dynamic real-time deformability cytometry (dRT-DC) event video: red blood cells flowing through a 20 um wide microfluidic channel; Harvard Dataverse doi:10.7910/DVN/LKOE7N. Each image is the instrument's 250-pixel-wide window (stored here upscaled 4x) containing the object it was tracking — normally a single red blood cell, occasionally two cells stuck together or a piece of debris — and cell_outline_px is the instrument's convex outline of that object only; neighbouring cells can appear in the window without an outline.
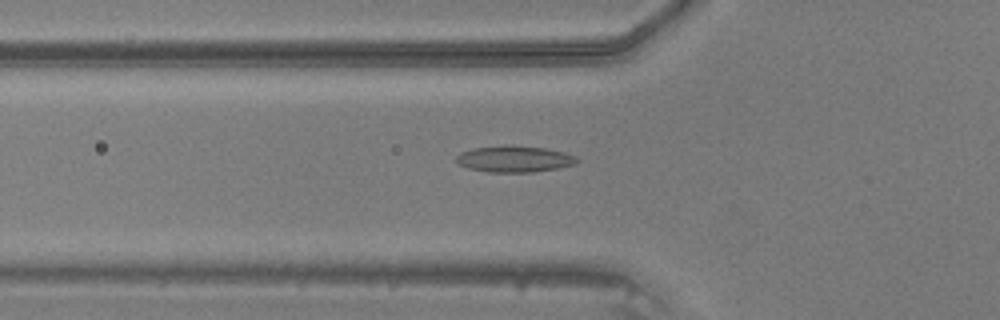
{"species": "common noctule bat (a hibernating species)", "species_latin": "Nyctalus noctula", "temperature_condition": "warm", "stored_images_in_passage": 29, "camera_frame_rate_fps": 3000, "um_per_image_px": 0.085, "animal": {"sex": "male", "body_mass_g": 20.5, "forearm_length_mm": 52.5}, "frame": {"image": 1, "passage_image": 5, "time_ms": 1.333, "image_size_px": [1000, 320], "cell_outline_px": [[580, 160], [576, 164], [556, 168], [532, 172], [488, 172], [468, 168], [460, 164], [456, 160], [456, 156], [460, 152], [476, 148], [512, 144], [544, 148], [564, 152], [576, 156]], "centroid_in_image_um": [43.74, 13.5], "position_along_channel_um": 82.1, "area_um2": 18.55}}
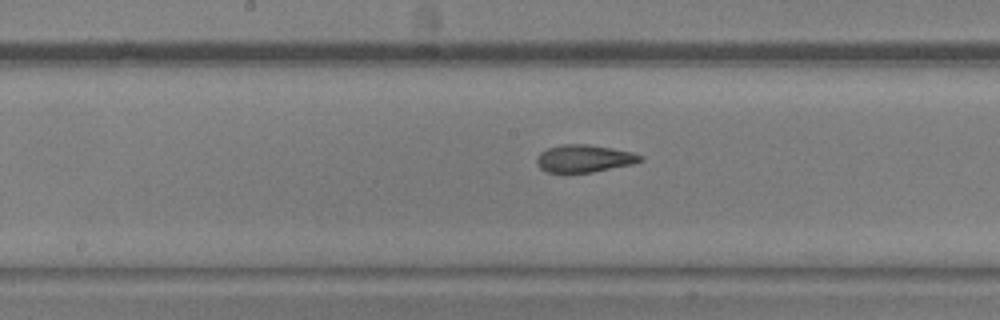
{"frame": {"image": 2, "passage_image": 13, "time_ms": 4.0, "image_size_px": [1000, 320], "cell_outline_px": [[644, 160], [632, 164], [592, 172], [548, 172], [540, 168], [536, 164], [536, 160], [540, 152], [548, 148], [560, 144], [588, 144], [612, 148], [632, 152], [644, 156]], "centroid_in_image_um": [49.66, 13.46], "position_along_channel_um": 198.5, "area_um2": 16.59}}
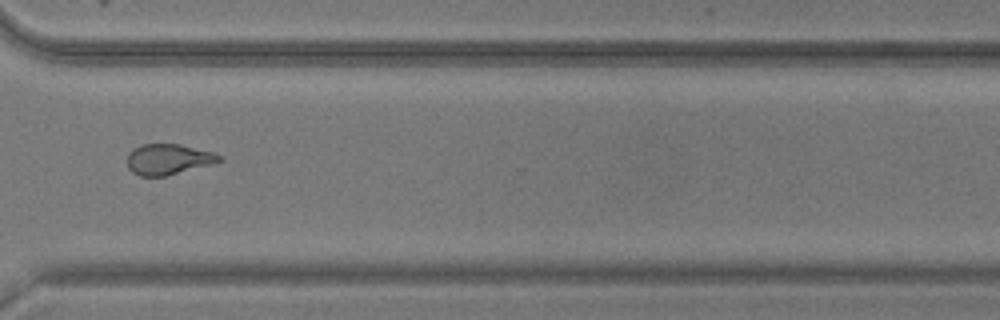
{"frame": {"image": 3, "passage_image": 24, "time_ms": 7.667, "image_size_px": [1000, 320], "cell_outline_px": [[224, 160], [216, 164], [164, 176], [140, 176], [132, 172], [128, 168], [128, 152], [132, 148], [140, 144], [180, 144], [212, 152], [224, 156]], "centroid_in_image_um": [14.34, 13.54], "position_along_channel_um": 356.3, "area_um2": 16.76}}